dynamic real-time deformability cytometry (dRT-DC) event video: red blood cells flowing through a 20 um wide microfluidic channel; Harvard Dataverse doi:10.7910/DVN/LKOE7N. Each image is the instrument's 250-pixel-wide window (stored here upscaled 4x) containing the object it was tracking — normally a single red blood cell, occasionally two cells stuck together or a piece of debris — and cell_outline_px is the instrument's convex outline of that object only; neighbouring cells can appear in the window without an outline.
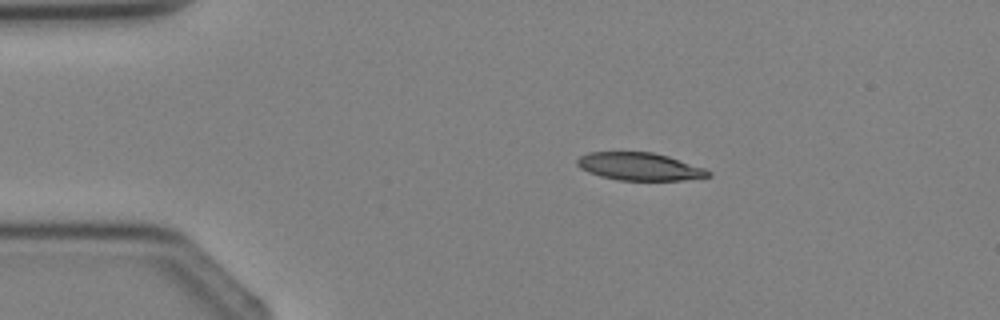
{"species": "Egyptian fruit bat (a non-hibernating species)", "species_latin": "Rousettus aegyptiacus", "temperature_condition": "cold", "stored_images_in_passage": 2, "camera_frame_rate_fps": 3000, "um_per_image_px": 0.085, "animal": {"sex": "female"}, "frame": {"image": 1, "passage_image": 1, "time_ms": 0.0, "image_size_px": [1000, 320], "cell_outline_px": [[712, 176], [684, 180], [620, 180], [600, 176], [588, 172], [580, 168], [576, 164], [576, 160], [580, 156], [588, 152], [652, 152], [668, 156], [704, 168], [712, 172]], "centroid_in_image_um": [54.35, 14.15], "position_along_channel_um": 30.6, "area_um2": 21.15}}